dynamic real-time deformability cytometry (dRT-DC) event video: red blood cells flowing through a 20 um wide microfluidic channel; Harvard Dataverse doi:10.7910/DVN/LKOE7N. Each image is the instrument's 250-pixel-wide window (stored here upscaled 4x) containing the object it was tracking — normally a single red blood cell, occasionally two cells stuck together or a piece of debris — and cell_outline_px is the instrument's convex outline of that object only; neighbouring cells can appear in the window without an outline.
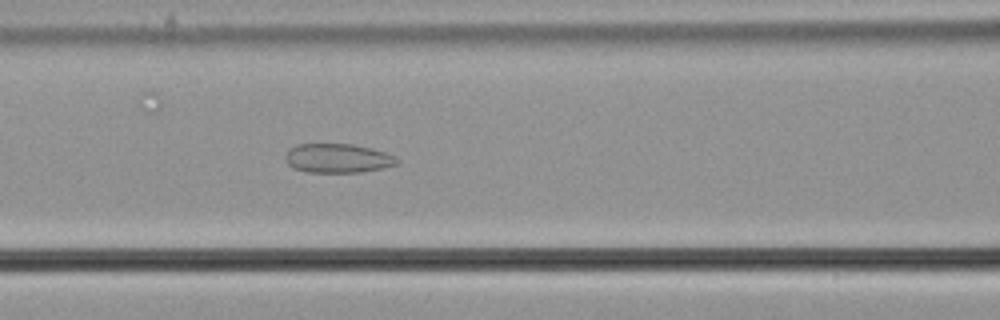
{"species": "common noctule bat (a hibernating species)", "species_latin": "Nyctalus noctula", "temperature_condition": "cold", "stored_images_in_passage": 29, "camera_frame_rate_fps": 3000, "um_per_image_px": 0.085, "animal": {"sex": "male", "body_mass_g": 21.5, "forearm_length_mm": 52.0}, "frame": {"image": 1, "passage_image": 7, "time_ms": 2.0, "image_size_px": [1000, 320], "cell_outline_px": [[400, 160], [396, 164], [380, 168], [360, 172], [304, 172], [292, 168], [284, 160], [284, 156], [288, 148], [296, 144], [352, 144], [384, 152]], "centroid_in_image_um": [28.6, 13.45], "position_along_channel_um": 138.0, "area_um2": 18.9}}
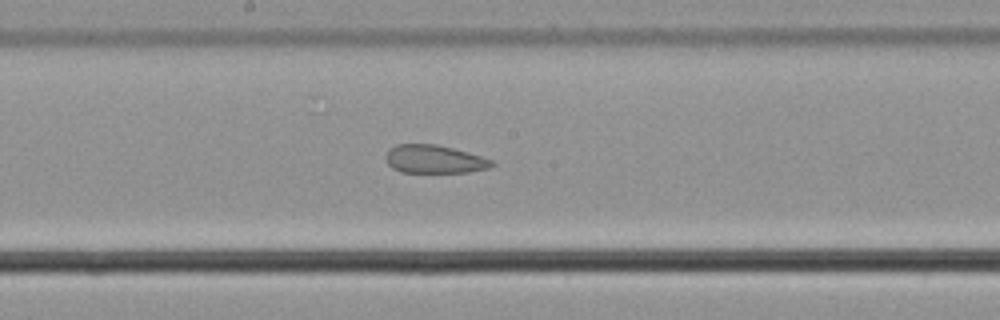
{"frame": {"image": 2, "passage_image": 13, "time_ms": 4.0, "image_size_px": [1000, 320], "cell_outline_px": [[496, 164], [488, 168], [468, 172], [400, 172], [392, 168], [388, 164], [388, 148], [396, 144], [436, 144], [452, 148], [480, 156], [492, 160]], "centroid_in_image_um": [36.91, 13.53], "position_along_channel_um": 211.3, "area_um2": 17.22}}
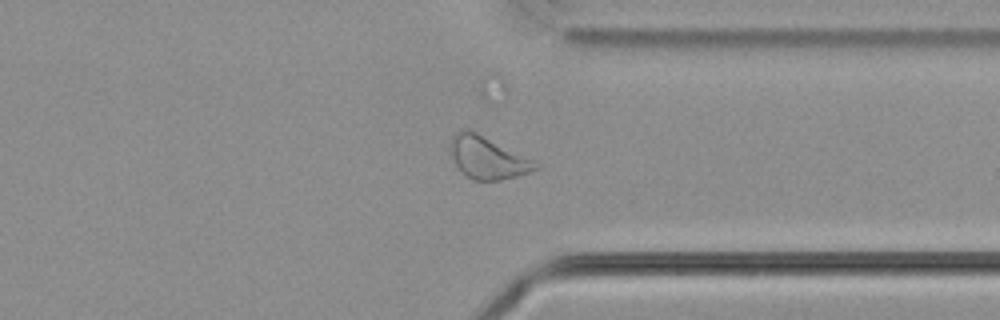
{"frame": {"image": 3, "passage_image": 26, "time_ms": 8.333, "image_size_px": [1000, 320], "cell_outline_px": [[540, 168], [516, 176], [500, 180], [472, 180], [456, 164], [452, 156], [452, 140], [456, 132], [460, 128], [476, 132], [540, 164]], "centroid_in_image_um": [41.46, 13.41], "position_along_channel_um": 369.9, "area_um2": 20.17}}